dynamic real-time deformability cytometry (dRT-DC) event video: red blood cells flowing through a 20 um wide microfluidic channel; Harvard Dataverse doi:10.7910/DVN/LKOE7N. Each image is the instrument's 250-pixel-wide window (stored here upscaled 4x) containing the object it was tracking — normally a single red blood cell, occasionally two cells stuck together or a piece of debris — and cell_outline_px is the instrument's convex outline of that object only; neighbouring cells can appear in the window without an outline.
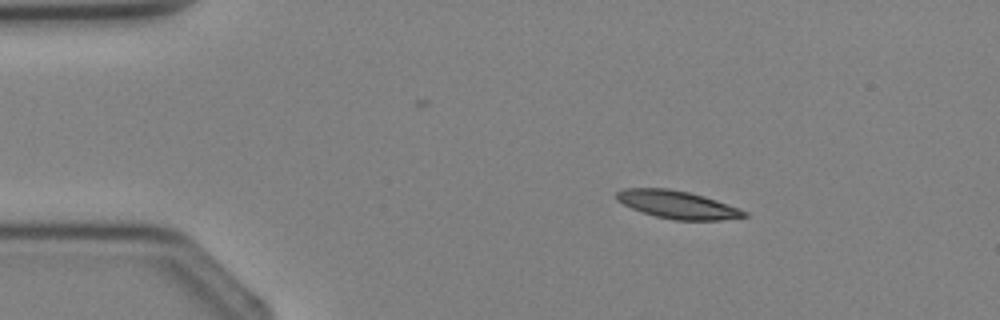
{"species": "Egyptian fruit bat (a non-hibernating species)", "species_latin": "Rousettus aegyptiacus", "temperature_condition": "cold", "stored_images_in_passage": 2, "camera_frame_rate_fps": 3000, "um_per_image_px": 0.085, "animal": {"sex": "female"}, "frame": {"image": 1, "passage_image": 1, "time_ms": 0.0, "image_size_px": [1000, 320], "cell_outline_px": [[748, 216], [720, 220], [676, 220], [656, 216], [632, 208], [616, 200], [616, 192], [624, 188], [668, 188], [688, 192], [704, 196], [740, 208], [748, 212]], "centroid_in_image_um": [57.6, 17.39], "position_along_channel_um": 27.4, "area_um2": 20.58}}